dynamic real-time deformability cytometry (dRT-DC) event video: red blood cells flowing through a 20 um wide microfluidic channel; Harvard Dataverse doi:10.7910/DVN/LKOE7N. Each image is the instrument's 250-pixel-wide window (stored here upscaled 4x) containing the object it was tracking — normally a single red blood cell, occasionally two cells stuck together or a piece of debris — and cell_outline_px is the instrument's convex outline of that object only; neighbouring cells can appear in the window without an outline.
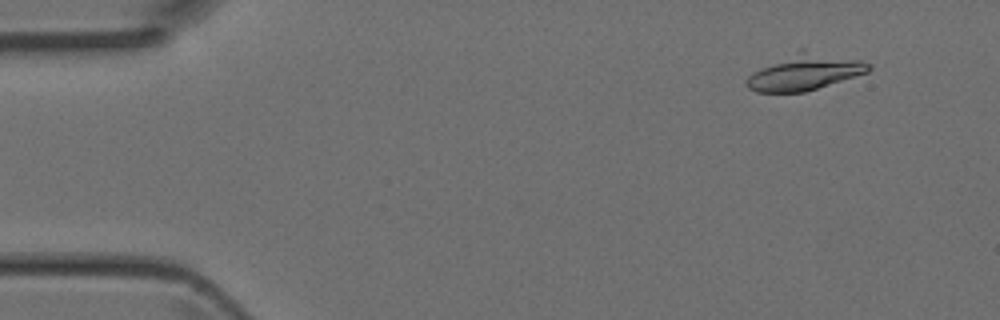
{"species": "Egyptian fruit bat (a non-hibernating species)", "species_latin": "Rousettus aegyptiacus", "temperature_condition": "room temperature", "stored_images_in_passage": 3, "camera_frame_rate_fps": 3000, "um_per_image_px": 0.085, "animal": {"sex": "female"}, "frame": {"image": 1, "passage_image": 1, "time_ms": 0.0, "image_size_px": [1000, 320], "cell_outline_px": [[872, 68], [868, 72], [804, 92], [756, 92], [748, 88], [744, 84], [744, 80], [752, 72], [800, 48], [804, 48], [860, 60], [872, 64]], "centroid_in_image_um": [68.39, 6.11], "position_along_channel_um": 16.6, "area_um2": 25.72}}